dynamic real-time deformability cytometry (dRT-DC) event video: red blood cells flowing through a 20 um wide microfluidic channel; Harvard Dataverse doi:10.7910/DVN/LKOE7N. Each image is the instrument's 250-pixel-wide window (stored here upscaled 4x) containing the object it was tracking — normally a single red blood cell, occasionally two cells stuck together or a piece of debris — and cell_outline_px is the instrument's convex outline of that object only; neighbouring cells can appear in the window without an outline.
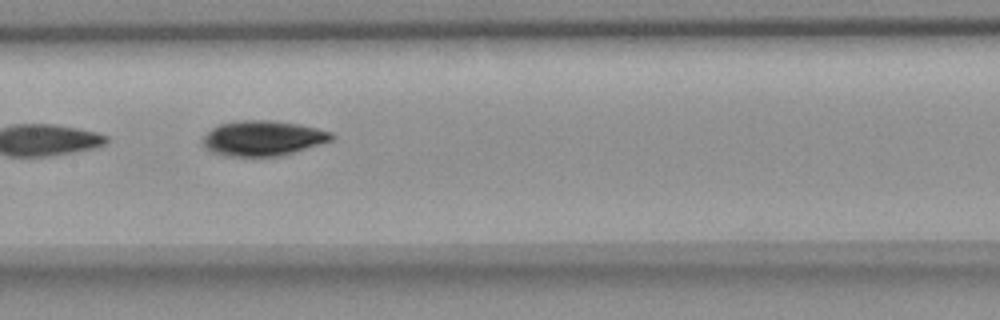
{"species": "common noctule bat (a hibernating species)", "species_latin": "Nyctalus noctula", "temperature_condition": "room temperature", "stored_images_in_passage": 11, "camera_frame_rate_fps": 3000, "um_per_image_px": 0.085, "animal": {"sex": "female", "body_mass_g": 18.4}, "frame": {"image": 1, "passage_image": 7, "time_ms": 2.0, "image_size_px": [1000, 320], "cell_outline_px": [[336, 136], [332, 140], [280, 156], [224, 156], [208, 152], [204, 148], [204, 136], [212, 128], [220, 124], [236, 120], [276, 120], [300, 124], [332, 132]], "centroid_in_image_um": [22.33, 11.74], "position_along_channel_um": 185.1, "area_um2": 26.53}}
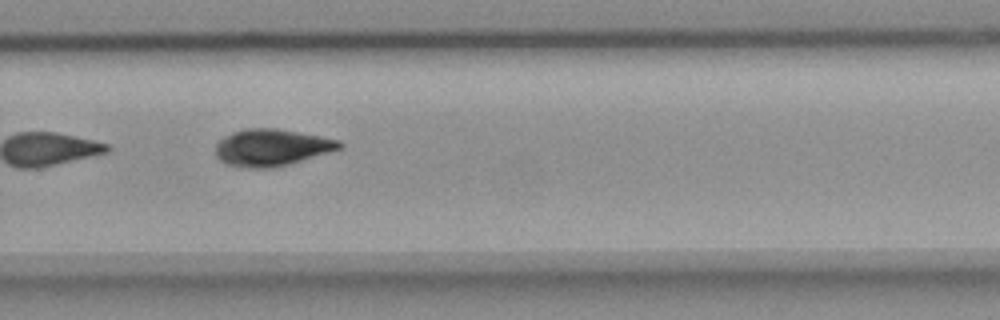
{"frame": {"image": 2, "passage_image": 10, "time_ms": 3.0, "image_size_px": [1000, 320], "cell_outline_px": [[344, 144], [340, 148], [328, 152], [288, 164], [272, 168], [240, 168], [228, 164], [220, 160], [216, 156], [216, 144], [224, 136], [248, 128], [276, 128], [320, 136], [340, 140]], "centroid_in_image_um": [23.07, 12.54], "position_along_channel_um": 306.7, "area_um2": 26.36}}
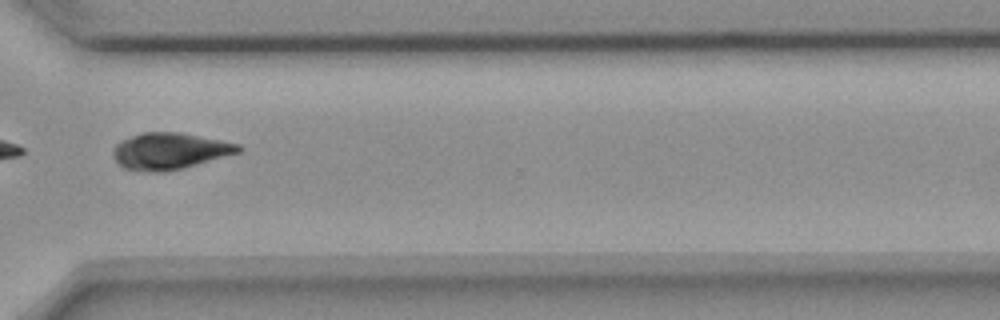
{"frame": {"image": 3, "passage_image": 11, "time_ms": 3.333, "image_size_px": [1000, 320], "cell_outline_px": [[244, 148], [240, 152], [184, 168], [164, 172], [152, 172], [124, 168], [116, 160], [112, 152], [116, 144], [120, 140], [144, 132], [180, 132], [240, 144]], "centroid_in_image_um": [14.44, 12.84], "position_along_channel_um": 356.2, "area_um2": 26.59}}